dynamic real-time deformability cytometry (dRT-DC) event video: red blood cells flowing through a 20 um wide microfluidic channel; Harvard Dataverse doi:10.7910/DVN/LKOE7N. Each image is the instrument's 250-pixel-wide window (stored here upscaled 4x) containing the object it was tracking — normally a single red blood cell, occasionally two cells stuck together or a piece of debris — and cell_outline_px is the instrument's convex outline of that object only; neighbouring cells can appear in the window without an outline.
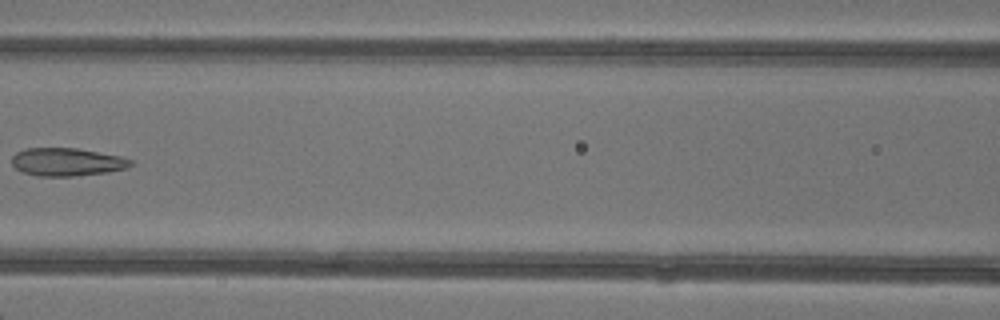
{"species": "common noctule bat (a hibernating species)", "species_latin": "Nyctalus noctula", "temperature_condition": "warm", "stored_images_in_passage": 5, "camera_frame_rate_fps": 3000, "um_per_image_px": 0.085, "animal": {"sex": "female"}, "frame": {"image": 1, "passage_image": 5, "time_ms": 5.667, "image_size_px": [1000, 320], "cell_outline_px": [[132, 164], [128, 168], [108, 172], [76, 176], [36, 176], [24, 172], [16, 168], [12, 164], [12, 156], [16, 152], [24, 148], [76, 148], [120, 156], [132, 160]], "centroid_in_image_um": [5.68, 13.77], "position_along_channel_um": 160.9, "area_um2": 19.42}}